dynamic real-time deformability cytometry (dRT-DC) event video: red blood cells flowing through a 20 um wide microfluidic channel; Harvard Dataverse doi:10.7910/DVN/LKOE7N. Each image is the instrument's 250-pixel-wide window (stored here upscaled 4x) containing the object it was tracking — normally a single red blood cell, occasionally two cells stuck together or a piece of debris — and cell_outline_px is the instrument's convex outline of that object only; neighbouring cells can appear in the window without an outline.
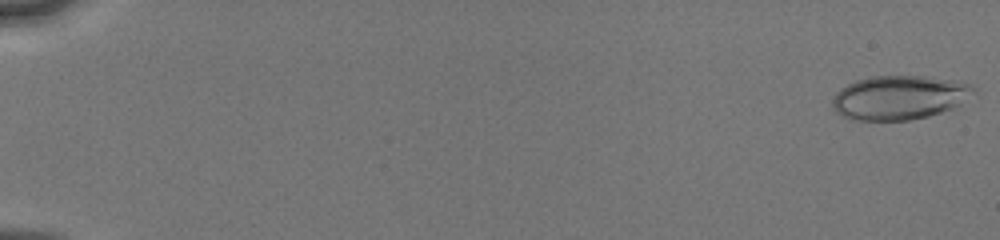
{"species": "human", "species_latin": "Homo sapiens", "temperature_condition": "cold", "stored_images_in_passage": 27, "camera_frame_rate_fps": 3000, "um_per_image_px": 0.085, "donor": {"sex": "male"}, "frame": {"image": 1, "passage_image": 1, "time_ms": 0.0, "image_size_px": [1000, 240], "cell_outline_px": [[976, 92], [960, 104], [952, 108], [928, 116], [908, 120], [852, 120], [836, 112], [832, 108], [832, 100], [836, 92], [840, 88], [856, 80], [872, 76], [924, 76], [952, 80], [968, 84]], "centroid_in_image_um": [76.4, 8.29], "position_along_channel_um": 8.6, "area_um2": 36.07}}
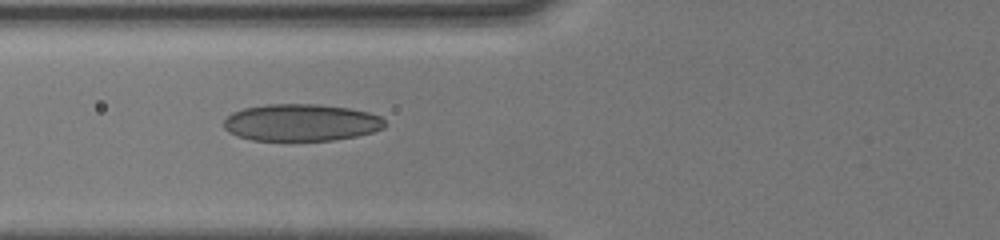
{"frame": {"image": 2, "passage_image": 20, "time_ms": 7.0, "image_size_px": [1000, 240], "cell_outline_px": [[388, 124], [384, 128], [372, 132], [356, 136], [332, 140], [252, 140], [236, 136], [228, 132], [224, 128], [224, 120], [232, 112], [244, 108], [264, 104], [320, 104], [348, 108], [368, 112], [380, 116]], "centroid_in_image_um": [25.59, 10.41], "position_along_channel_um": 100.2, "area_um2": 34.91}}
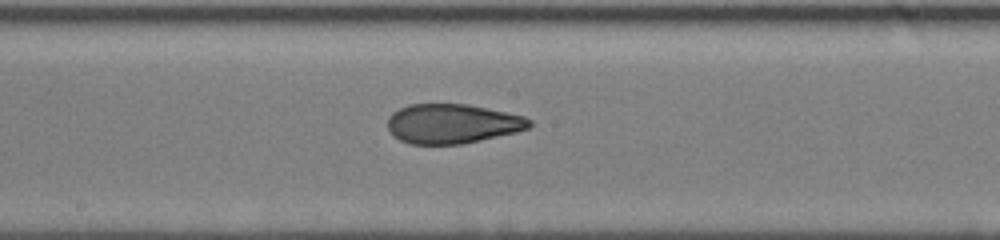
{"frame": {"image": 3, "passage_image": 27, "time_ms": 9.667, "image_size_px": [1000, 240], "cell_outline_px": [[532, 124], [528, 128], [516, 132], [480, 140], [460, 144], [408, 144], [392, 136], [388, 128], [388, 116], [392, 112], [408, 104], [468, 104], [524, 116], [532, 120]], "centroid_in_image_um": [38.41, 10.51], "position_along_channel_um": 209.8, "area_um2": 32.71}}